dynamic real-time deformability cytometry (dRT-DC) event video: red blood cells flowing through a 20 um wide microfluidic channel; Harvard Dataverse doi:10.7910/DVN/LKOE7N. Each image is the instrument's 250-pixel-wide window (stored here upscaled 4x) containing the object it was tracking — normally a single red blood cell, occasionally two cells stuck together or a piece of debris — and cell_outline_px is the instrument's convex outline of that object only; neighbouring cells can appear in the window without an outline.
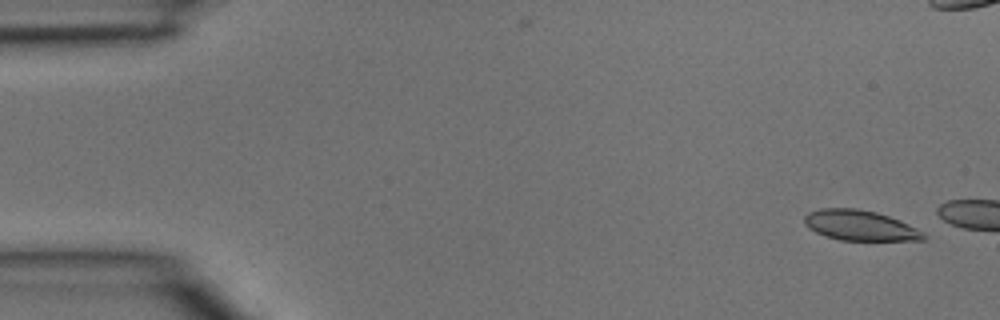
{"species": "common noctule bat (a hibernating species)", "species_latin": "Nyctalus noctula", "temperature_condition": "room temperature", "stored_images_in_passage": 3, "camera_frame_rate_fps": 3000, "um_per_image_px": 0.085, "animal": {"sex": "male", "body_mass_g": 15.6}, "frame": {"image": 1, "passage_image": 1, "time_ms": 0.0, "image_size_px": [1000, 320], "cell_outline_px": [[928, 236], [924, 240], [840, 240], [824, 236], [808, 228], [804, 224], [804, 216], [808, 212], [820, 208], [856, 208], [876, 212], [900, 220], [924, 232]], "centroid_in_image_um": [73.09, 19.16], "position_along_channel_um": 11.9, "area_um2": 21.15}}